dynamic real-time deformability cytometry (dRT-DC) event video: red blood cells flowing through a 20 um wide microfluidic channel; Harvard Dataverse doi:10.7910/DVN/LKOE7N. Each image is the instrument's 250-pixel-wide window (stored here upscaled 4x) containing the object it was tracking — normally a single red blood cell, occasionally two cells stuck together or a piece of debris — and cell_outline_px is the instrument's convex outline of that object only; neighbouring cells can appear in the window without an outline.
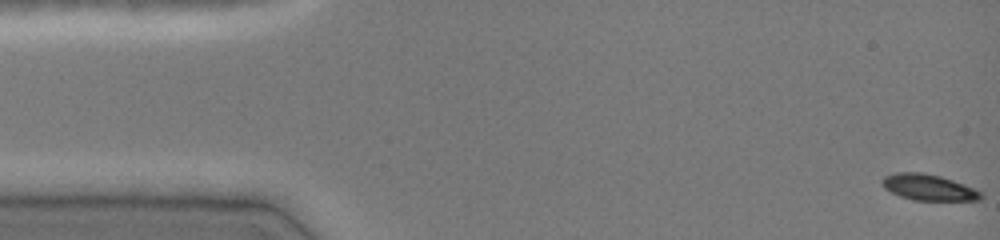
{"species": "common noctule bat (a hibernating species)", "species_latin": "Nyctalus noctula", "temperature_condition": "cold", "stored_images_in_passage": 49, "camera_frame_rate_fps": 3000, "um_per_image_px": 0.085, "animal": {"sex": "female", "body_mass_g": 19.0, "forearm_length_mm": 51.5}, "frame": {"image": 1, "passage_image": 1, "time_ms": 0.0, "image_size_px": [1000, 240], "cell_outline_px": [[984, 196], [980, 200], [912, 200], [900, 196], [884, 188], [880, 184], [880, 180], [884, 176], [896, 172], [924, 172], [940, 176], [952, 180], [984, 192]], "centroid_in_image_um": [78.91, 15.92], "position_along_channel_um": 6.1, "area_um2": 15.14}}
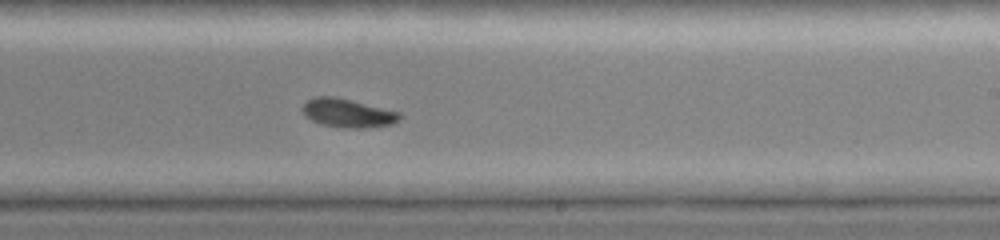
{"frame": {"image": 2, "passage_image": 29, "time_ms": 9.333, "image_size_px": [1000, 240], "cell_outline_px": [[400, 120], [392, 124], [360, 128], [348, 128], [320, 124], [304, 116], [300, 108], [308, 100], [316, 96], [332, 96], [400, 112]], "centroid_in_image_um": [29.51, 9.61], "position_along_channel_um": 259.5, "area_um2": 16.01}}
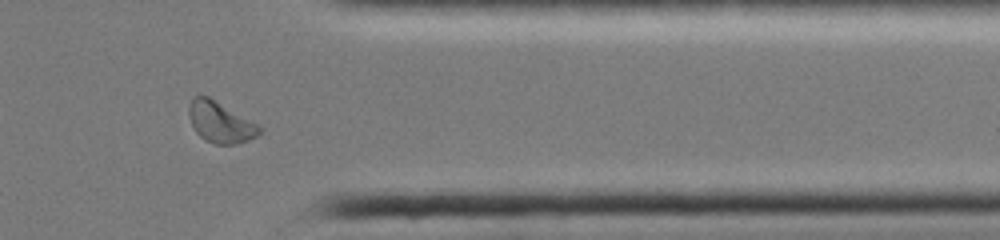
{"frame": {"image": 3, "passage_image": 39, "time_ms": 12.667, "image_size_px": [1000, 240], "cell_outline_px": [[260, 132], [256, 136], [248, 140], [236, 144], [216, 144], [204, 140], [196, 132], [188, 116], [188, 108], [192, 100], [196, 96], [208, 96], [256, 124], [260, 128]], "centroid_in_image_um": [18.68, 10.41], "position_along_channel_um": 392.7, "area_um2": 16.36}, "authors_computed_cell_mechanics": {"area_um2": 16.5308, "velocity_mm_per_s": 4.0349, "shape_relaxation_time_tau1_ms": 2.7921, "shape_relaxation_time_tau2_ms": null, "deformation_change_tau1": 0.1189, "deformation_change_tau2": null}}